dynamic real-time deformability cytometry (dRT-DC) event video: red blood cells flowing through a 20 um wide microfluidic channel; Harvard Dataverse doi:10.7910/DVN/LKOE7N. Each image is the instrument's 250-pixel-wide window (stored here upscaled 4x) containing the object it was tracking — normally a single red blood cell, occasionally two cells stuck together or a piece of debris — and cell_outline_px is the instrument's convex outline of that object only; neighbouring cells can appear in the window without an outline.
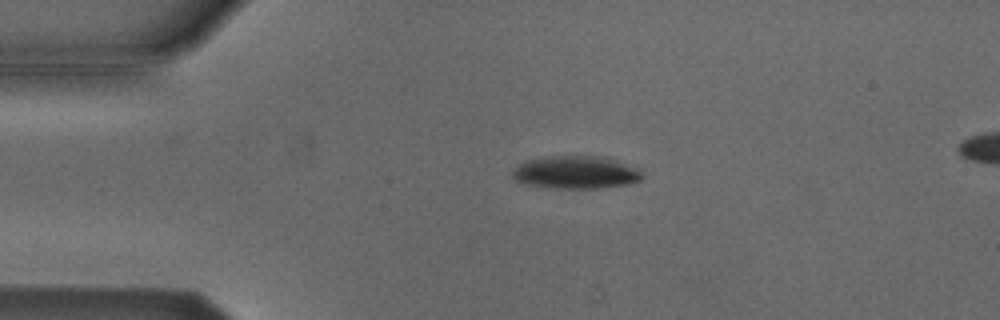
{"species": "Egyptian fruit bat (a non-hibernating species)", "species_latin": "Rousettus aegyptiacus", "temperature_condition": "cold", "stored_images_in_passage": 46, "segment_of_instrument_passage": [1, 2], "camera_frame_rate_fps": 3000, "um_per_image_px": 0.085, "animal": {"sex": "male"}, "frame": {"image": 1, "passage_image": 3, "time_ms": 0.667, "image_size_px": [1000, 320], "cell_outline_px": [[644, 176], [640, 180], [628, 184], [600, 188], [548, 188], [520, 184], [512, 176], [512, 168], [528, 160], [548, 156], [608, 156], [636, 168]], "centroid_in_image_um": [48.91, 14.65], "position_along_channel_um": 36.1, "area_um2": 25.09}}
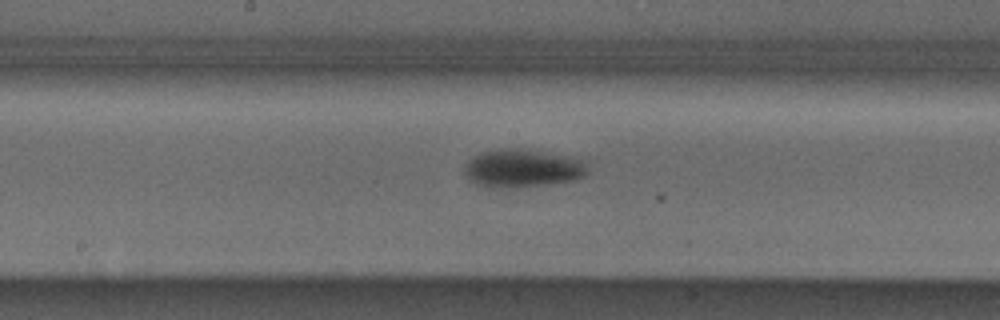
{"frame": {"image": 2, "passage_image": 19, "time_ms": 6.0, "image_size_px": [1000, 320], "cell_outline_px": [[588, 172], [584, 176], [572, 180], [552, 184], [508, 188], [488, 188], [476, 184], [468, 180], [464, 176], [464, 164], [468, 160], [480, 152], [500, 148], [524, 148], [544, 152], [580, 160], [584, 164]], "centroid_in_image_um": [44.3, 14.32], "position_along_channel_um": 203.9, "area_um2": 27.51}}
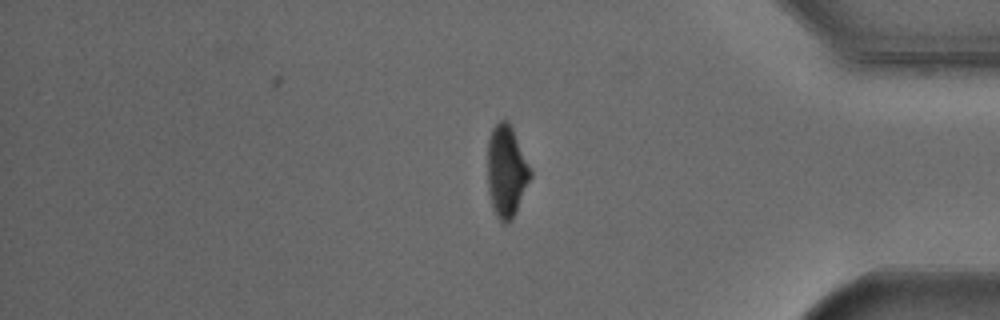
{"frame": {"image": 3, "passage_image": 36, "time_ms": 11.667, "image_size_px": [1000, 320], "cell_outline_px": [[532, 176], [516, 212], [512, 220], [508, 224], [504, 224], [496, 216], [492, 208], [488, 188], [488, 140], [492, 128], [504, 116], [508, 120], [512, 128], [532, 172]], "centroid_in_image_um": [43.04, 14.57], "position_along_channel_um": 392.2, "area_um2": 23.0}}